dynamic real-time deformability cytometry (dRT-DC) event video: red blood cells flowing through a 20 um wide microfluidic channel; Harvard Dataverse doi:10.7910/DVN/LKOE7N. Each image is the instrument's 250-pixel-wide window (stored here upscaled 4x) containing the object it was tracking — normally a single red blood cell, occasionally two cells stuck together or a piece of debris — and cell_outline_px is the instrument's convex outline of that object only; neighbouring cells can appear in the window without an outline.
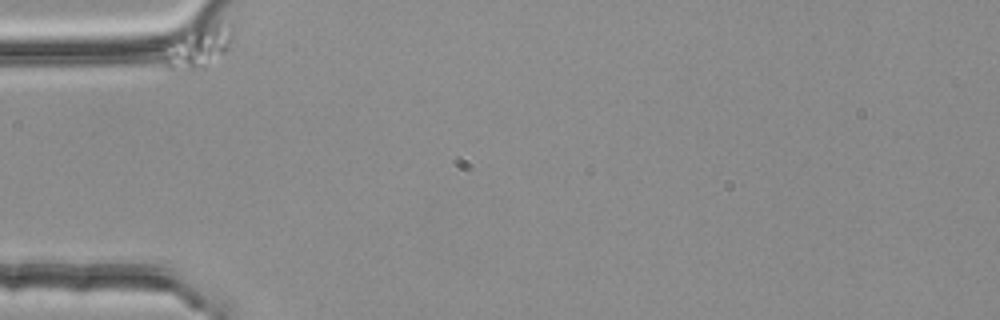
{"species": "common noctule bat (a hibernating species)", "species_latin": "Nyctalus noctula", "temperature_condition": "room temperature", "stored_images_in_passage": 2, "camera_frame_rate_fps": 3000, "um_per_image_px": 0.085, "animal": {"sex": "female", "body_mass_g": 25.1}, "frame": {"image": 1, "passage_image": 1, "time_ms": 0.0, "image_size_px": [1000, 320], "cell_outline_px": [[232, 36], [228, 48], [224, 52], [204, 68], [192, 72], [168, 68], [164, 64], [160, 52], [180, 36], [200, 24], [212, 24], [232, 28]], "centroid_in_image_um": [16.76, 4.06], "position_along_channel_um": 68.2, "area_um2": 16.59}}